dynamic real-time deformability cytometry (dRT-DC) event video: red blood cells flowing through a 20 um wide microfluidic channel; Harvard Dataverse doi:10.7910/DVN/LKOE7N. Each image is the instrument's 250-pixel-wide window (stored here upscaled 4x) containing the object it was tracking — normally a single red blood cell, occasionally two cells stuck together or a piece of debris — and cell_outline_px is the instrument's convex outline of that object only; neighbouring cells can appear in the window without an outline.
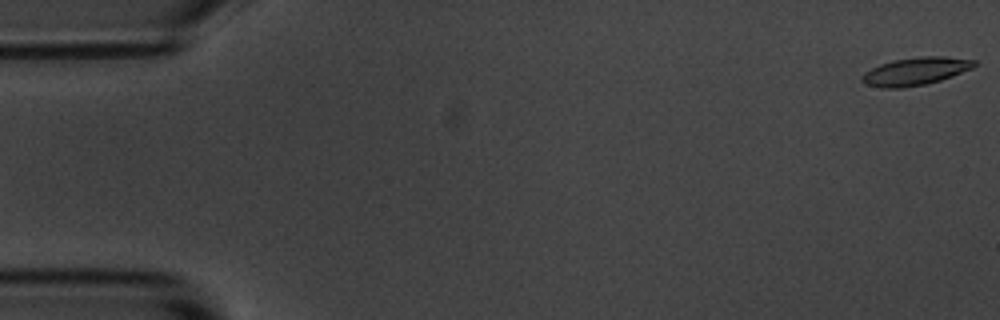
{"species": "common noctule bat (a hibernating species)", "species_latin": "Nyctalus noctula", "temperature_condition": "room temperature", "stored_images_in_passage": 55, "camera_frame_rate_fps": 3000, "um_per_image_px": 0.085, "animal": {"sex": "male", "body_mass_g": 20.1, "forearm_length_mm": 53.5}, "frame": {"image": 1, "passage_image": 1, "time_ms": 0.0, "image_size_px": [1000, 320], "cell_outline_px": [[976, 64], [972, 68], [940, 80], [924, 84], [904, 88], [880, 88], [864, 84], [860, 80], [860, 76], [864, 72], [880, 64], [892, 60], [920, 56], [944, 56], [976, 60]], "centroid_in_image_um": [77.75, 6.06], "position_along_channel_um": 7.2, "area_um2": 18.26}}
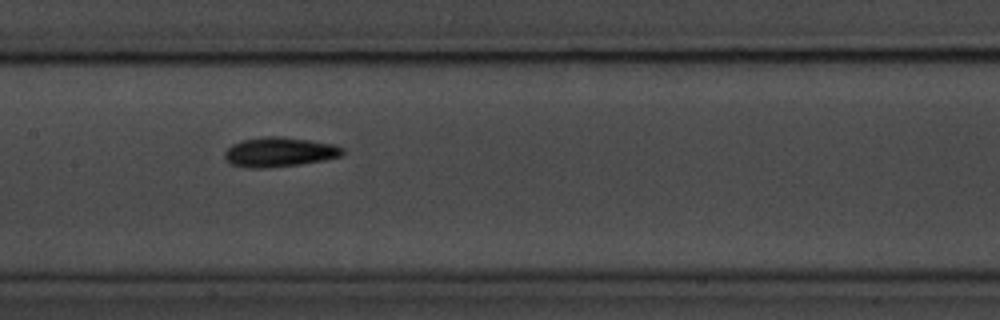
{"frame": {"image": 2, "passage_image": 27, "time_ms": 8.667, "image_size_px": [1000, 320], "cell_outline_px": [[344, 156], [324, 160], [300, 164], [268, 168], [244, 168], [232, 164], [224, 156], [224, 152], [232, 144], [240, 140], [264, 136], [280, 136], [312, 140], [336, 144], [344, 148]], "centroid_in_image_um": [23.78, 12.92], "position_along_channel_um": 183.6, "area_um2": 20.69}}
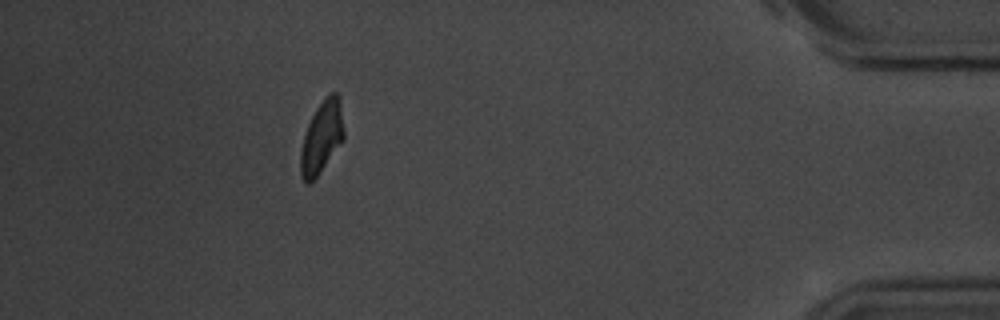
{"frame": {"image": 3, "passage_image": 50, "time_ms": 16.333, "image_size_px": [1000, 320], "cell_outline_px": [[344, 140], [316, 176], [308, 184], [300, 176], [300, 152], [304, 136], [308, 124], [316, 108], [324, 96], [328, 92], [336, 92], [340, 96], [344, 128]], "centroid_in_image_um": [27.36, 11.6], "position_along_channel_um": 407.8, "area_um2": 18.26}, "authors_computed_cell_mechanics": {"area_um2": 18.4382, "velocity_mm_per_s": 3.6316, "shape_relaxation_time_tau1_ms": 2.9323, "shape_relaxation_time_tau2_ms": 5.4775, "deformation_change_tau1": 0.123, "deformation_change_tau2": 0.1234}}